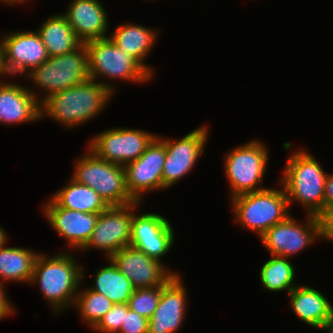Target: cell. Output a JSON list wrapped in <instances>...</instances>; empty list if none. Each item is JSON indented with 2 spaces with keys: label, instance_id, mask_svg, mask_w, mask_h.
Instances as JSON below:
<instances>
[{
  "label": "cell",
  "instance_id": "obj_13",
  "mask_svg": "<svg viewBox=\"0 0 333 333\" xmlns=\"http://www.w3.org/2000/svg\"><path fill=\"white\" fill-rule=\"evenodd\" d=\"M165 159V144L156 136L137 160L124 166L126 187L135 201L143 203L147 194L163 191Z\"/></svg>",
  "mask_w": 333,
  "mask_h": 333
},
{
  "label": "cell",
  "instance_id": "obj_12",
  "mask_svg": "<svg viewBox=\"0 0 333 333\" xmlns=\"http://www.w3.org/2000/svg\"><path fill=\"white\" fill-rule=\"evenodd\" d=\"M156 136L146 129L114 127L96 133L86 146L100 159L125 166L137 160Z\"/></svg>",
  "mask_w": 333,
  "mask_h": 333
},
{
  "label": "cell",
  "instance_id": "obj_3",
  "mask_svg": "<svg viewBox=\"0 0 333 333\" xmlns=\"http://www.w3.org/2000/svg\"><path fill=\"white\" fill-rule=\"evenodd\" d=\"M112 96L113 92L107 87L89 79L45 99L41 103V119L49 117L70 131L100 116L114 98Z\"/></svg>",
  "mask_w": 333,
  "mask_h": 333
},
{
  "label": "cell",
  "instance_id": "obj_36",
  "mask_svg": "<svg viewBox=\"0 0 333 333\" xmlns=\"http://www.w3.org/2000/svg\"><path fill=\"white\" fill-rule=\"evenodd\" d=\"M28 2H31V0H0V3L1 4L3 3L4 5L6 4V6L7 5H9V6L10 5H13V6L14 5L18 6L19 5L20 6V5L28 3Z\"/></svg>",
  "mask_w": 333,
  "mask_h": 333
},
{
  "label": "cell",
  "instance_id": "obj_15",
  "mask_svg": "<svg viewBox=\"0 0 333 333\" xmlns=\"http://www.w3.org/2000/svg\"><path fill=\"white\" fill-rule=\"evenodd\" d=\"M174 229L170 220L161 214L136 211L132 217L130 246L164 263L163 257L175 244Z\"/></svg>",
  "mask_w": 333,
  "mask_h": 333
},
{
  "label": "cell",
  "instance_id": "obj_33",
  "mask_svg": "<svg viewBox=\"0 0 333 333\" xmlns=\"http://www.w3.org/2000/svg\"><path fill=\"white\" fill-rule=\"evenodd\" d=\"M5 284L0 283V321L16 313V307L7 295Z\"/></svg>",
  "mask_w": 333,
  "mask_h": 333
},
{
  "label": "cell",
  "instance_id": "obj_5",
  "mask_svg": "<svg viewBox=\"0 0 333 333\" xmlns=\"http://www.w3.org/2000/svg\"><path fill=\"white\" fill-rule=\"evenodd\" d=\"M277 188L237 195L230 200L232 215L238 226L254 232L259 238L268 229L284 221L291 213L287 196L281 183Z\"/></svg>",
  "mask_w": 333,
  "mask_h": 333
},
{
  "label": "cell",
  "instance_id": "obj_7",
  "mask_svg": "<svg viewBox=\"0 0 333 333\" xmlns=\"http://www.w3.org/2000/svg\"><path fill=\"white\" fill-rule=\"evenodd\" d=\"M269 150L261 139L252 138L226 152L223 169L229 183L230 199L267 188L263 185V178L268 168Z\"/></svg>",
  "mask_w": 333,
  "mask_h": 333
},
{
  "label": "cell",
  "instance_id": "obj_8",
  "mask_svg": "<svg viewBox=\"0 0 333 333\" xmlns=\"http://www.w3.org/2000/svg\"><path fill=\"white\" fill-rule=\"evenodd\" d=\"M73 162L71 178L93 188L108 206H124L136 202L128 193L124 166L100 159L87 146Z\"/></svg>",
  "mask_w": 333,
  "mask_h": 333
},
{
  "label": "cell",
  "instance_id": "obj_20",
  "mask_svg": "<svg viewBox=\"0 0 333 333\" xmlns=\"http://www.w3.org/2000/svg\"><path fill=\"white\" fill-rule=\"evenodd\" d=\"M106 9L99 0H71L62 14L75 36L85 43L109 37L110 20Z\"/></svg>",
  "mask_w": 333,
  "mask_h": 333
},
{
  "label": "cell",
  "instance_id": "obj_2",
  "mask_svg": "<svg viewBox=\"0 0 333 333\" xmlns=\"http://www.w3.org/2000/svg\"><path fill=\"white\" fill-rule=\"evenodd\" d=\"M290 141L283 143L284 151H292L286 160L280 180L289 209L292 204L302 207L305 214L320 216L324 212V186L327 176L323 165L306 148L292 150ZM306 149V150H305Z\"/></svg>",
  "mask_w": 333,
  "mask_h": 333
},
{
  "label": "cell",
  "instance_id": "obj_37",
  "mask_svg": "<svg viewBox=\"0 0 333 333\" xmlns=\"http://www.w3.org/2000/svg\"><path fill=\"white\" fill-rule=\"evenodd\" d=\"M9 240V235L5 232L3 226L0 225V246Z\"/></svg>",
  "mask_w": 333,
  "mask_h": 333
},
{
  "label": "cell",
  "instance_id": "obj_28",
  "mask_svg": "<svg viewBox=\"0 0 333 333\" xmlns=\"http://www.w3.org/2000/svg\"><path fill=\"white\" fill-rule=\"evenodd\" d=\"M86 271V267L82 266V282L73 309L75 308L76 312L79 313V320L92 329L104 314L112 308L114 303L104 295L90 290L86 287V284L84 287L85 276H87L86 273L88 274Z\"/></svg>",
  "mask_w": 333,
  "mask_h": 333
},
{
  "label": "cell",
  "instance_id": "obj_1",
  "mask_svg": "<svg viewBox=\"0 0 333 333\" xmlns=\"http://www.w3.org/2000/svg\"><path fill=\"white\" fill-rule=\"evenodd\" d=\"M74 253L66 250L53 255L39 252L34 262L29 285L40 289L42 299L55 317L73 309L82 282L83 265Z\"/></svg>",
  "mask_w": 333,
  "mask_h": 333
},
{
  "label": "cell",
  "instance_id": "obj_9",
  "mask_svg": "<svg viewBox=\"0 0 333 333\" xmlns=\"http://www.w3.org/2000/svg\"><path fill=\"white\" fill-rule=\"evenodd\" d=\"M210 127L207 124L189 131L182 138L173 139L157 137L165 144L166 159L162 172L163 191L174 187L185 176L191 173L199 158L205 153L206 144L210 136Z\"/></svg>",
  "mask_w": 333,
  "mask_h": 333
},
{
  "label": "cell",
  "instance_id": "obj_21",
  "mask_svg": "<svg viewBox=\"0 0 333 333\" xmlns=\"http://www.w3.org/2000/svg\"><path fill=\"white\" fill-rule=\"evenodd\" d=\"M287 295L291 310L305 325L324 331L333 321V304L322 291L299 282Z\"/></svg>",
  "mask_w": 333,
  "mask_h": 333
},
{
  "label": "cell",
  "instance_id": "obj_24",
  "mask_svg": "<svg viewBox=\"0 0 333 333\" xmlns=\"http://www.w3.org/2000/svg\"><path fill=\"white\" fill-rule=\"evenodd\" d=\"M46 18L36 31L49 57L71 53L82 44L61 12Z\"/></svg>",
  "mask_w": 333,
  "mask_h": 333
},
{
  "label": "cell",
  "instance_id": "obj_17",
  "mask_svg": "<svg viewBox=\"0 0 333 333\" xmlns=\"http://www.w3.org/2000/svg\"><path fill=\"white\" fill-rule=\"evenodd\" d=\"M41 206L46 222L58 236L67 241L66 251L79 252L89 240L100 213H85L59 207L49 197Z\"/></svg>",
  "mask_w": 333,
  "mask_h": 333
},
{
  "label": "cell",
  "instance_id": "obj_11",
  "mask_svg": "<svg viewBox=\"0 0 333 333\" xmlns=\"http://www.w3.org/2000/svg\"><path fill=\"white\" fill-rule=\"evenodd\" d=\"M301 222L291 213L284 221L277 223L259 237L270 255L293 258L304 249L321 241L319 216L305 214Z\"/></svg>",
  "mask_w": 333,
  "mask_h": 333
},
{
  "label": "cell",
  "instance_id": "obj_31",
  "mask_svg": "<svg viewBox=\"0 0 333 333\" xmlns=\"http://www.w3.org/2000/svg\"><path fill=\"white\" fill-rule=\"evenodd\" d=\"M148 326L149 319L129 308L118 333H148Z\"/></svg>",
  "mask_w": 333,
  "mask_h": 333
},
{
  "label": "cell",
  "instance_id": "obj_25",
  "mask_svg": "<svg viewBox=\"0 0 333 333\" xmlns=\"http://www.w3.org/2000/svg\"><path fill=\"white\" fill-rule=\"evenodd\" d=\"M49 197L59 207L85 213H101L109 207L93 188L79 184L71 177Z\"/></svg>",
  "mask_w": 333,
  "mask_h": 333
},
{
  "label": "cell",
  "instance_id": "obj_18",
  "mask_svg": "<svg viewBox=\"0 0 333 333\" xmlns=\"http://www.w3.org/2000/svg\"><path fill=\"white\" fill-rule=\"evenodd\" d=\"M182 275H175L161 291L158 306L149 319L148 333H178L187 317L188 290Z\"/></svg>",
  "mask_w": 333,
  "mask_h": 333
},
{
  "label": "cell",
  "instance_id": "obj_29",
  "mask_svg": "<svg viewBox=\"0 0 333 333\" xmlns=\"http://www.w3.org/2000/svg\"><path fill=\"white\" fill-rule=\"evenodd\" d=\"M164 286L134 289L128 301L129 308L139 315L150 319L158 306Z\"/></svg>",
  "mask_w": 333,
  "mask_h": 333
},
{
  "label": "cell",
  "instance_id": "obj_16",
  "mask_svg": "<svg viewBox=\"0 0 333 333\" xmlns=\"http://www.w3.org/2000/svg\"><path fill=\"white\" fill-rule=\"evenodd\" d=\"M109 259L131 281L134 289L166 285L175 275L181 274L132 246L120 249Z\"/></svg>",
  "mask_w": 333,
  "mask_h": 333
},
{
  "label": "cell",
  "instance_id": "obj_4",
  "mask_svg": "<svg viewBox=\"0 0 333 333\" xmlns=\"http://www.w3.org/2000/svg\"><path fill=\"white\" fill-rule=\"evenodd\" d=\"M84 44L88 53L90 79L98 81L113 94L117 93L114 81L145 85L155 78L137 59L127 51H122L110 37L90 40ZM104 78L108 81H104Z\"/></svg>",
  "mask_w": 333,
  "mask_h": 333
},
{
  "label": "cell",
  "instance_id": "obj_32",
  "mask_svg": "<svg viewBox=\"0 0 333 333\" xmlns=\"http://www.w3.org/2000/svg\"><path fill=\"white\" fill-rule=\"evenodd\" d=\"M321 240L333 242V209L324 211L320 216Z\"/></svg>",
  "mask_w": 333,
  "mask_h": 333
},
{
  "label": "cell",
  "instance_id": "obj_14",
  "mask_svg": "<svg viewBox=\"0 0 333 333\" xmlns=\"http://www.w3.org/2000/svg\"><path fill=\"white\" fill-rule=\"evenodd\" d=\"M6 33V34H5ZM2 34L6 78L25 77L49 59L36 30H16Z\"/></svg>",
  "mask_w": 333,
  "mask_h": 333
},
{
  "label": "cell",
  "instance_id": "obj_6",
  "mask_svg": "<svg viewBox=\"0 0 333 333\" xmlns=\"http://www.w3.org/2000/svg\"><path fill=\"white\" fill-rule=\"evenodd\" d=\"M25 78L33 83L28 90L40 103L56 92L89 80L88 53L85 44L82 43L71 53L49 57L46 62L28 73L24 80Z\"/></svg>",
  "mask_w": 333,
  "mask_h": 333
},
{
  "label": "cell",
  "instance_id": "obj_30",
  "mask_svg": "<svg viewBox=\"0 0 333 333\" xmlns=\"http://www.w3.org/2000/svg\"><path fill=\"white\" fill-rule=\"evenodd\" d=\"M128 303L113 304L112 308L104 314L99 322L91 329L97 333H118L128 312Z\"/></svg>",
  "mask_w": 333,
  "mask_h": 333
},
{
  "label": "cell",
  "instance_id": "obj_23",
  "mask_svg": "<svg viewBox=\"0 0 333 333\" xmlns=\"http://www.w3.org/2000/svg\"><path fill=\"white\" fill-rule=\"evenodd\" d=\"M7 243L0 246V283H30L34 262L40 251L19 246L8 247Z\"/></svg>",
  "mask_w": 333,
  "mask_h": 333
},
{
  "label": "cell",
  "instance_id": "obj_35",
  "mask_svg": "<svg viewBox=\"0 0 333 333\" xmlns=\"http://www.w3.org/2000/svg\"><path fill=\"white\" fill-rule=\"evenodd\" d=\"M0 77H1L0 79H2V77L6 78L2 36L0 38Z\"/></svg>",
  "mask_w": 333,
  "mask_h": 333
},
{
  "label": "cell",
  "instance_id": "obj_10",
  "mask_svg": "<svg viewBox=\"0 0 333 333\" xmlns=\"http://www.w3.org/2000/svg\"><path fill=\"white\" fill-rule=\"evenodd\" d=\"M142 204L136 201L124 206H109L102 211L89 240L79 253L96 249L104 252L107 259L120 249L130 246L132 217L140 210V206L142 208Z\"/></svg>",
  "mask_w": 333,
  "mask_h": 333
},
{
  "label": "cell",
  "instance_id": "obj_19",
  "mask_svg": "<svg viewBox=\"0 0 333 333\" xmlns=\"http://www.w3.org/2000/svg\"><path fill=\"white\" fill-rule=\"evenodd\" d=\"M0 79V125L8 127L41 121V103L27 85Z\"/></svg>",
  "mask_w": 333,
  "mask_h": 333
},
{
  "label": "cell",
  "instance_id": "obj_34",
  "mask_svg": "<svg viewBox=\"0 0 333 333\" xmlns=\"http://www.w3.org/2000/svg\"><path fill=\"white\" fill-rule=\"evenodd\" d=\"M333 209V173H327L324 186V211Z\"/></svg>",
  "mask_w": 333,
  "mask_h": 333
},
{
  "label": "cell",
  "instance_id": "obj_22",
  "mask_svg": "<svg viewBox=\"0 0 333 333\" xmlns=\"http://www.w3.org/2000/svg\"><path fill=\"white\" fill-rule=\"evenodd\" d=\"M113 30L110 31L109 35L113 42L122 51H127L128 54L137 59L154 76L155 67L147 64L146 59L151 55V51L159 39L160 31L131 21L121 22Z\"/></svg>",
  "mask_w": 333,
  "mask_h": 333
},
{
  "label": "cell",
  "instance_id": "obj_27",
  "mask_svg": "<svg viewBox=\"0 0 333 333\" xmlns=\"http://www.w3.org/2000/svg\"><path fill=\"white\" fill-rule=\"evenodd\" d=\"M259 269L260 286L268 292L288 294L299 283L296 279V268L290 258L270 255ZM297 283V284H296Z\"/></svg>",
  "mask_w": 333,
  "mask_h": 333
},
{
  "label": "cell",
  "instance_id": "obj_26",
  "mask_svg": "<svg viewBox=\"0 0 333 333\" xmlns=\"http://www.w3.org/2000/svg\"><path fill=\"white\" fill-rule=\"evenodd\" d=\"M106 266L95 270L92 283L87 287L99 294L104 295L114 304L128 303L134 288L131 281L117 269L113 262L107 258Z\"/></svg>",
  "mask_w": 333,
  "mask_h": 333
},
{
  "label": "cell",
  "instance_id": "obj_38",
  "mask_svg": "<svg viewBox=\"0 0 333 333\" xmlns=\"http://www.w3.org/2000/svg\"><path fill=\"white\" fill-rule=\"evenodd\" d=\"M325 333H333V321L325 328Z\"/></svg>",
  "mask_w": 333,
  "mask_h": 333
}]
</instances>
